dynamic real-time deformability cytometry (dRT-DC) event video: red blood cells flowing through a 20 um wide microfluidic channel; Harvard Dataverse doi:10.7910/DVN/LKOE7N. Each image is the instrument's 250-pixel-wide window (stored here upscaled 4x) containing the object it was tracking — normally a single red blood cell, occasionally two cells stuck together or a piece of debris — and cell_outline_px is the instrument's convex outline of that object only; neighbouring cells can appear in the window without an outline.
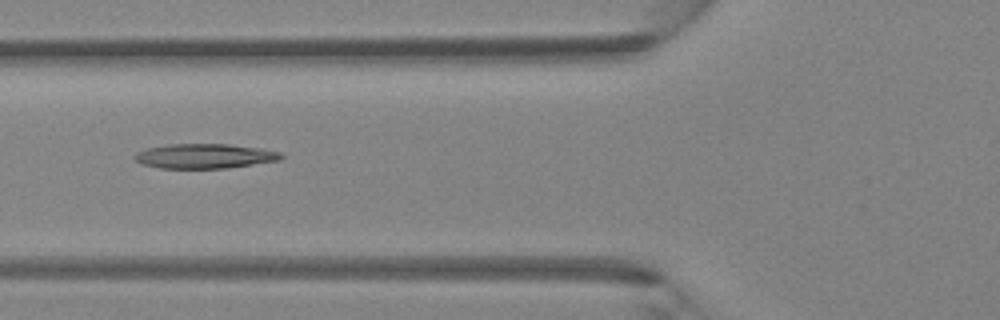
{"species": "Egyptian fruit bat (a non-hibernating species)", "species_latin": "Rousettus aegyptiacus", "temperature_condition": "room temperature", "stored_images_in_passage": 4, "camera_frame_rate_fps": 3000, "um_per_image_px": 0.085, "animal": {"sex": "female"}, "frame": {"image": 1, "passage_image": 3, "time_ms": 0.667, "image_size_px": [1000, 320], "cell_outline_px": [[284, 156], [280, 160], [228, 168], [160, 168], [140, 164], [132, 156], [136, 152], [148, 148], [168, 144], [228, 144], [260, 148], [280, 152]], "centroid_in_image_um": [17.37, 13.27], "position_along_channel_um": 108.4, "area_um2": 21.1}}
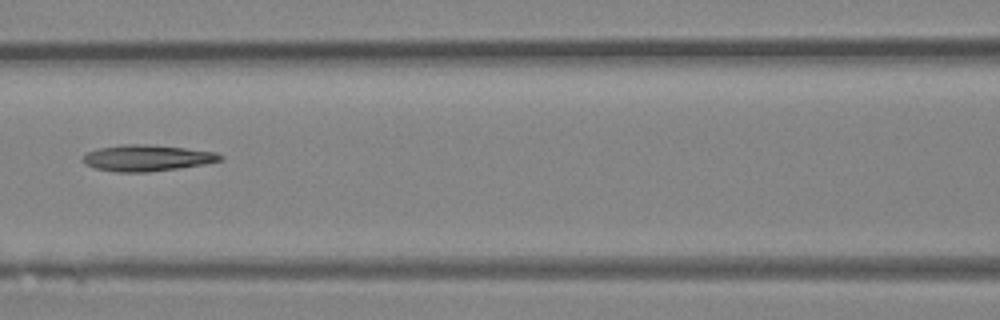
{"frame": {"image": 2, "passage_image": 4, "time_ms": 1.0, "image_size_px": [1000, 320], "cell_outline_px": [[224, 160], [204, 164], [180, 168], [148, 172], [116, 172], [96, 168], [84, 164], [84, 156], [88, 152], [96, 148], [124, 144], [144, 144], [184, 148], [216, 152], [224, 156]], "centroid_in_image_um": [12.52, 13.43], "position_along_channel_um": 154.1, "area_um2": 20.98}}